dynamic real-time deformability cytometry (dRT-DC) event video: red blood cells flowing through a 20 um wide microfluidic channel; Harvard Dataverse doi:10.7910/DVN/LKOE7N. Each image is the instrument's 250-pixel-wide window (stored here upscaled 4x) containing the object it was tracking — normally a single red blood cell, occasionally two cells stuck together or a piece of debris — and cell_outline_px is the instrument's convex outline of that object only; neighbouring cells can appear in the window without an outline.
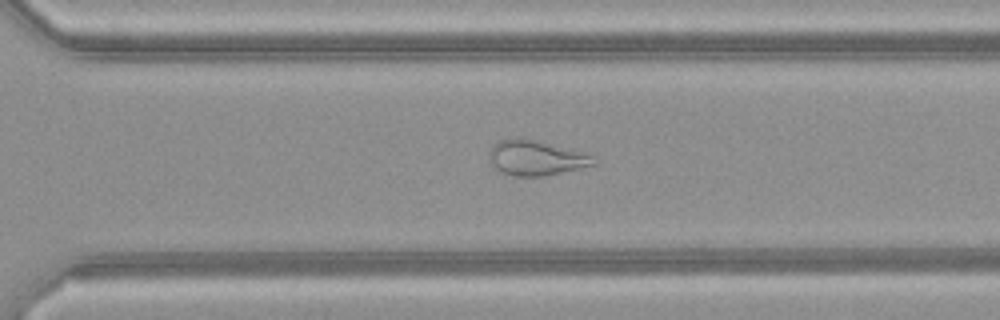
{"species": "common noctule bat (a hibernating species)", "species_latin": "Nyctalus noctula", "temperature_condition": "warm", "stored_images_in_passage": 50, "camera_frame_rate_fps": 3000, "um_per_image_px": 0.085, "animal": {"sex": "female", "body_mass_g": 21.9}, "frame": {"image": 1, "passage_image": 35, "time_ms": 11.333, "image_size_px": [1000, 320], "cell_outline_px": [[600, 160], [596, 164], [580, 168], [544, 176], [516, 176], [500, 172], [492, 164], [488, 156], [488, 152], [492, 144], [496, 140], [512, 136], [516, 136], [536, 140], [572, 148], [596, 156]], "centroid_in_image_um": [45.56, 13.38], "position_along_channel_um": 325.0, "area_um2": 22.08}}
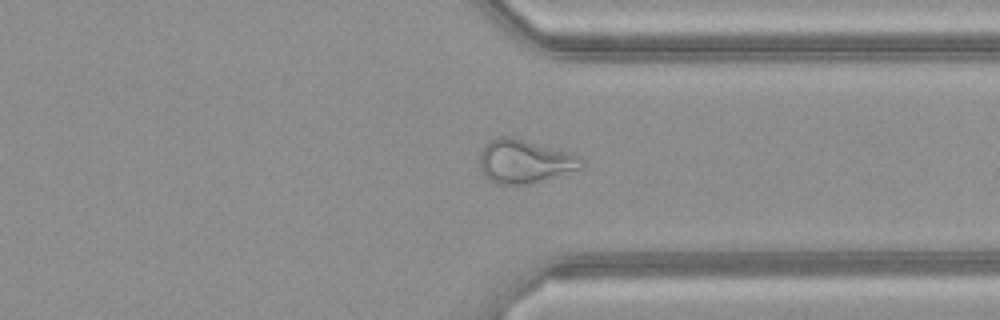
{"frame": {"image": 2, "passage_image": 38, "time_ms": 12.333, "image_size_px": [1000, 320], "cell_outline_px": [[584, 168], [532, 184], [496, 184], [488, 180], [484, 176], [480, 168], [480, 152], [484, 144], [488, 140], [496, 136], [512, 136], [572, 152], [580, 156], [584, 160]], "centroid_in_image_um": [44.61, 13.7], "position_along_channel_um": 366.8, "area_um2": 26.65}}
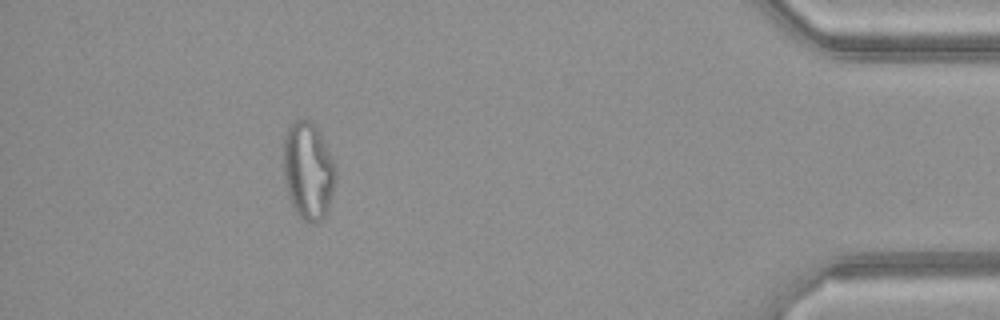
{"frame": {"image": 3, "passage_image": 45, "time_ms": 14.667, "image_size_px": [1000, 320], "cell_outline_px": [[336, 180], [328, 212], [320, 220], [312, 224], [304, 220], [296, 212], [288, 196], [284, 180], [284, 136], [292, 120], [304, 116], [312, 120], [316, 124], [336, 164]], "centroid_in_image_um": [26.21, 14.45], "position_along_channel_um": 409.0, "area_um2": 30.4}, "authors_computed_cell_mechanics": {"area_um2": 29.4202, "velocity_mm_per_s": 4.1962, "shape_relaxation_time_tau1_ms": null, "shape_relaxation_time_tau2_ms": 2.3069, "deformation_change_tau1": null, "deformation_change_tau2": 0.1217}}